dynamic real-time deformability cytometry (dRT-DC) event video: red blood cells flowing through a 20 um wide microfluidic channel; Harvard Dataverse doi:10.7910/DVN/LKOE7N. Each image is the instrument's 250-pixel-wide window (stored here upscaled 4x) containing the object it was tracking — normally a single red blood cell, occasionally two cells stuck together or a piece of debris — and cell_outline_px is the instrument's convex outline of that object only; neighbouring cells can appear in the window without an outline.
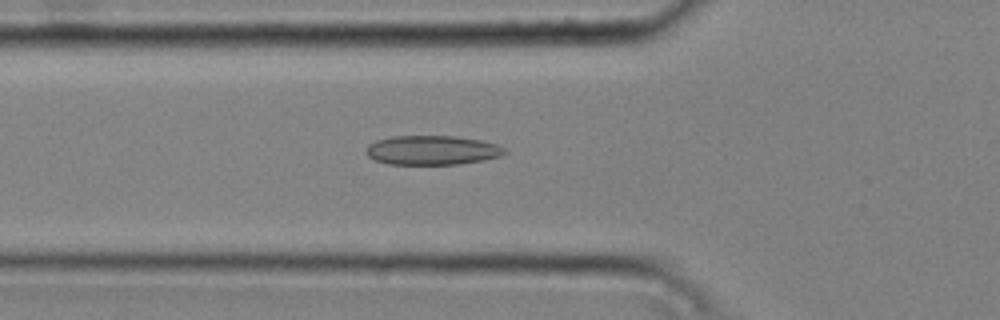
{"species": "common noctule bat (a hibernating species)", "species_latin": "Nyctalus noctula", "temperature_condition": "cold", "stored_images_in_passage": 50, "camera_frame_rate_fps": 3000, "um_per_image_px": 0.085, "animal": {"sex": "male", "body_mass_g": 20.4}, "frame": {"image": 1, "passage_image": 19, "time_ms": 6.0, "image_size_px": [1000, 320], "cell_outline_px": [[508, 152], [500, 156], [484, 160], [460, 164], [388, 164], [376, 160], [368, 156], [364, 152], [368, 144], [376, 140], [392, 136], [456, 136], [480, 140], [496, 144], [504, 148]], "centroid_in_image_um": [36.72, 12.76], "position_along_channel_um": 89.1, "area_um2": 23.76}}
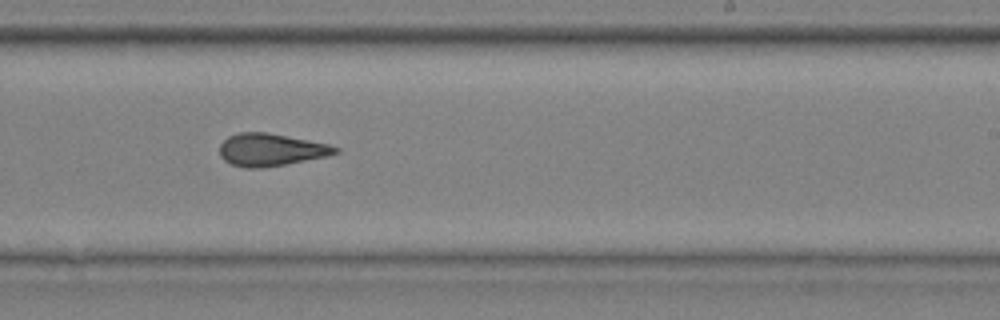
{"frame": {"image": 2, "passage_image": 33, "time_ms": 10.667, "image_size_px": [1000, 320], "cell_outline_px": [[340, 152], [328, 156], [284, 164], [260, 168], [244, 168], [232, 164], [224, 160], [220, 156], [220, 144], [228, 136], [240, 132], [268, 132], [328, 144], [340, 148]], "centroid_in_image_um": [23.02, 12.72], "position_along_channel_um": 266.0, "area_um2": 21.85}}
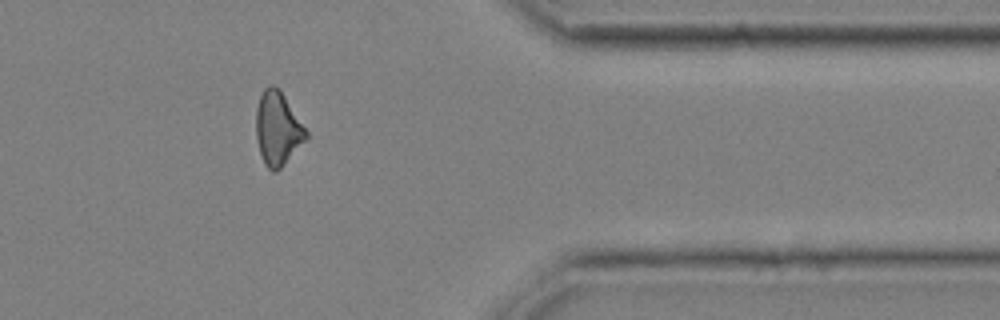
{"frame": {"image": 3, "passage_image": 44, "time_ms": 14.333, "image_size_px": [1000, 320], "cell_outline_px": [[308, 140], [276, 172], [272, 172], [264, 164], [260, 152], [256, 136], [256, 108], [260, 96], [264, 88], [268, 84], [272, 84], [280, 88], [308, 132]], "centroid_in_image_um": [23.62, 10.92], "position_along_channel_um": 387.8, "area_um2": 21.73}, "authors_computed_cell_mechanics": {"area_um2": 21.964, "velocity_mm_per_s": 3.7834, "shape_relaxation_time_tau1_ms": null, "shape_relaxation_time_tau2_ms": 3.2936, "deformation_change_tau1": null, "deformation_change_tau2": 0.1249}}